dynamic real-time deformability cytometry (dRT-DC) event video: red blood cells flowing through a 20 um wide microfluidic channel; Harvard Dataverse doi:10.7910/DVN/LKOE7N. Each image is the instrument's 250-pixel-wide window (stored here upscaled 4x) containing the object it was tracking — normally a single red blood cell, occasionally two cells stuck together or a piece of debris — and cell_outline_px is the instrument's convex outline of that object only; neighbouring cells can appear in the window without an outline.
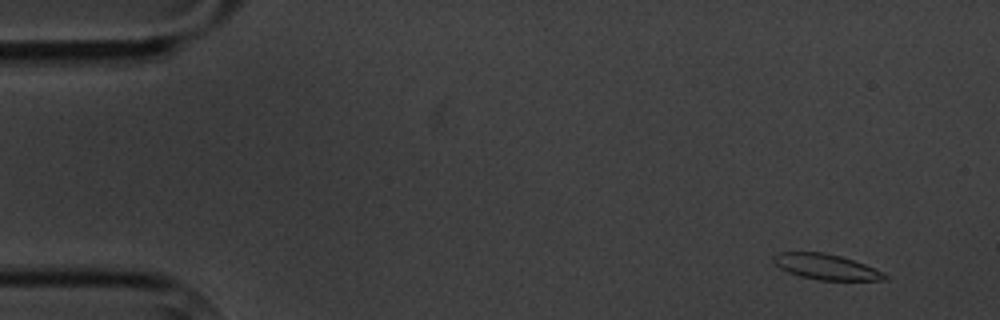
{"species": "common noctule bat (a hibernating species)", "species_latin": "Nyctalus noctula", "temperature_condition": "cold", "stored_images_in_passage": 10, "camera_frame_rate_fps": 3000, "um_per_image_px": 0.085, "animal": {"sex": "male", "body_mass_g": 20.1, "forearm_length_mm": 53.5}, "frame": {"image": 1, "passage_image": 2, "time_ms": 1.0, "image_size_px": [1000, 320], "cell_outline_px": [[888, 280], [820, 280], [800, 276], [788, 272], [780, 268], [772, 260], [772, 256], [776, 252], [824, 252], [840, 256], [864, 264], [884, 272], [888, 276]], "centroid_in_image_um": [70.2, 22.67], "position_along_channel_um": 14.8, "area_um2": 16.53}}
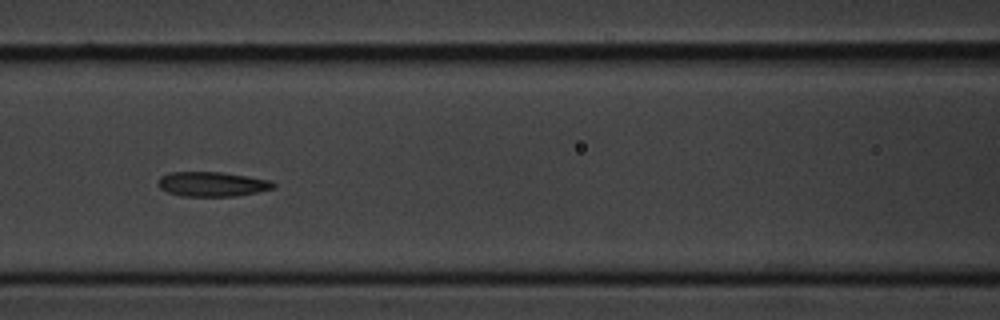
{"frame": {"image": 2, "passage_image": 7, "time_ms": 8.0, "image_size_px": [1000, 320], "cell_outline_px": [[276, 188], [236, 196], [180, 196], [168, 192], [160, 188], [160, 176], [168, 172], [224, 172], [272, 180], [276, 184]], "centroid_in_image_um": [18.08, 15.64], "position_along_channel_um": 148.5, "area_um2": 16.65}}
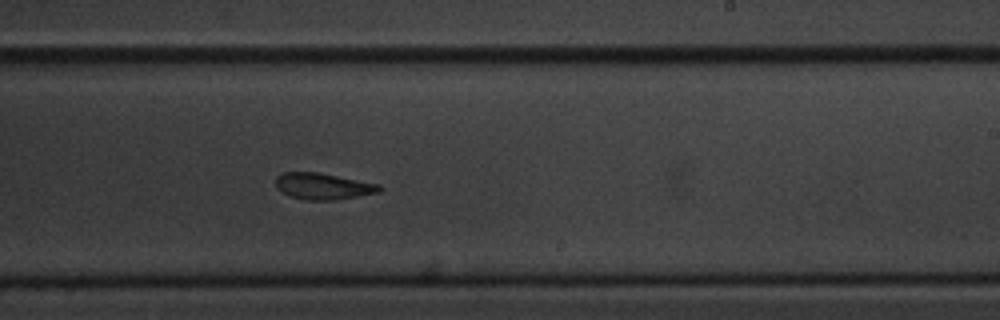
{"frame": {"image": 3, "passage_image": 10, "time_ms": 11.333, "image_size_px": [1000, 320], "cell_outline_px": [[384, 188], [380, 192], [332, 200], [308, 200], [288, 196], [276, 188], [276, 176], [280, 172], [320, 172], [380, 184]], "centroid_in_image_um": [27.45, 15.81], "position_along_channel_um": 261.6, "area_um2": 16.13}}